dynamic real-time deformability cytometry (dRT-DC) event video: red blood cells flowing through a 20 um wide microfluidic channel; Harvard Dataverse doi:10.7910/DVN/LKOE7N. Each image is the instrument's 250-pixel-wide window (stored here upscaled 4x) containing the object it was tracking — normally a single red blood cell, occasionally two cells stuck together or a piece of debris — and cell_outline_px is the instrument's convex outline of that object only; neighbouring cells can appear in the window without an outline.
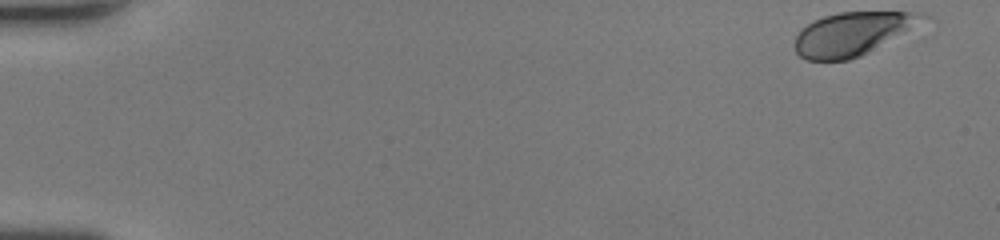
{"species": "human", "species_latin": "Homo sapiens", "temperature_condition": "room temperature", "stored_images_in_passage": 49, "camera_frame_rate_fps": 3000, "um_per_image_px": 0.085, "donor": {"sex": "female"}, "frame": {"image": 1, "passage_image": 1, "time_ms": 0.0, "image_size_px": [1000, 240], "cell_outline_px": [[916, 16], [908, 28], [868, 52], [860, 56], [848, 60], [808, 60], [800, 56], [796, 52], [796, 36], [812, 20], [824, 16], [840, 12], [916, 12]], "centroid_in_image_um": [72.22, 2.9], "position_along_channel_um": 12.8, "area_um2": 30.23}}
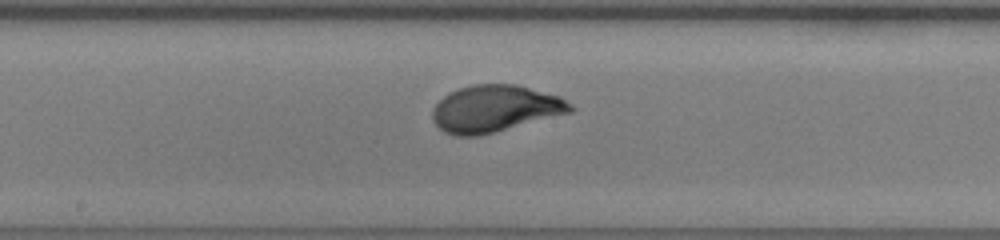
{"frame": {"image": 2, "passage_image": 27, "time_ms": 8.667, "image_size_px": [1000, 240], "cell_outline_px": [[576, 108], [572, 112], [476, 136], [456, 136], [444, 132], [432, 120], [432, 108], [448, 92], [456, 88], [472, 84], [516, 84], [560, 96], [572, 104]], "centroid_in_image_um": [42.06, 9.22], "position_along_channel_um": 206.1, "area_um2": 37.63}}
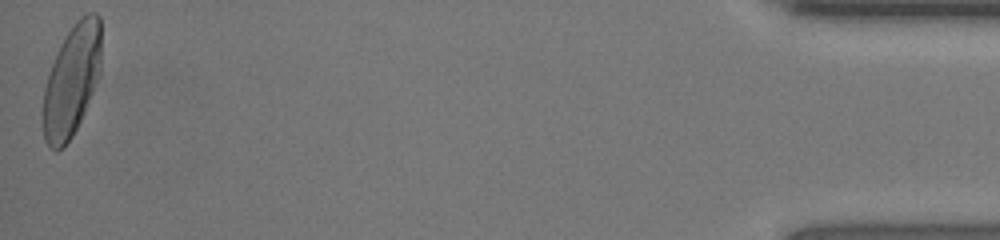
{"frame": {"image": 3, "passage_image": 49, "time_ms": 16.0, "image_size_px": [1000, 240], "cell_outline_px": [[100, 72], [84, 112], [72, 136], [64, 148], [56, 152], [48, 148], [44, 140], [40, 112], [44, 88], [52, 64], [60, 44], [76, 20], [80, 16], [88, 12], [96, 12], [100, 16]], "centroid_in_image_um": [6.05, 6.9], "position_along_channel_um": 429.2, "area_um2": 38.21}, "authors_computed_cell_mechanics": {"area_um2": 36.1828, "velocity_mm_per_s": 4.2095, "shape_relaxation_time_tau1_ms": 2.8774, "shape_relaxation_time_tau2_ms": null, "deformation_change_tau1": 0.1813, "deformation_change_tau2": null}}